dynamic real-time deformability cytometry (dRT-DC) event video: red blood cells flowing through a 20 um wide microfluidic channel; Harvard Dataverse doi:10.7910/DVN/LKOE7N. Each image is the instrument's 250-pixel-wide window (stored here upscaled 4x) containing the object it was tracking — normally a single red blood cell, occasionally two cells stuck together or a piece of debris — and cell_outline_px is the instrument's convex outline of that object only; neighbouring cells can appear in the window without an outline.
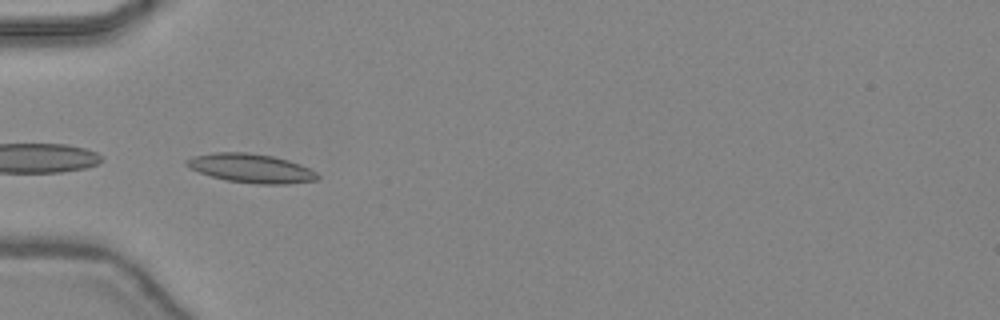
{"species": "common noctule bat (a hibernating species)", "species_latin": "Nyctalus noctula", "temperature_condition": "warm", "stored_images_in_passage": 7, "camera_frame_rate_fps": 3000, "um_per_image_px": 0.085, "animal": {"sex": "female", "body_mass_g": 24.6, "forearm_length_mm": 56.2}, "frame": {"image": 1, "passage_image": 1, "time_ms": 0.0, "image_size_px": [1000, 320], "cell_outline_px": [[320, 180], [288, 184], [256, 184], [224, 180], [188, 168], [184, 164], [184, 160], [192, 156], [212, 152], [248, 152], [272, 156], [288, 160], [300, 164], [316, 172], [320, 176]], "centroid_in_image_um": [21.32, 14.3], "position_along_channel_um": 63.7, "area_um2": 22.37}}
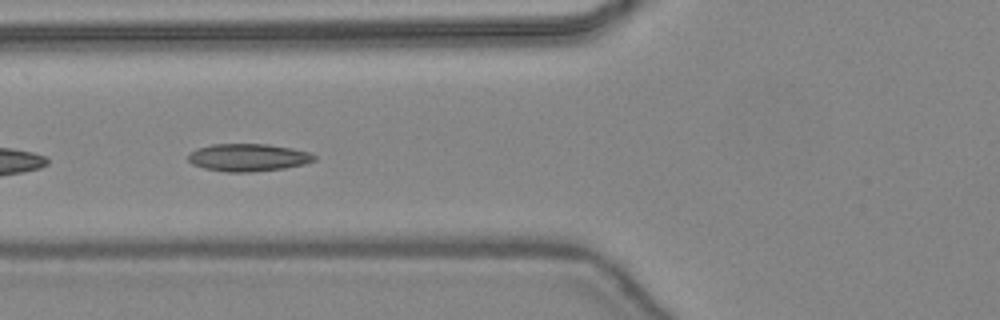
{"frame": {"image": 2, "passage_image": 4, "time_ms": 1.0, "image_size_px": [1000, 320], "cell_outline_px": [[316, 160], [304, 164], [284, 168], [252, 172], [224, 172], [204, 168], [192, 164], [188, 160], [188, 152], [196, 148], [212, 144], [268, 144], [292, 148], [308, 152], [316, 156]], "centroid_in_image_um": [21.06, 13.38], "position_along_channel_um": 104.7, "area_um2": 20.4}}